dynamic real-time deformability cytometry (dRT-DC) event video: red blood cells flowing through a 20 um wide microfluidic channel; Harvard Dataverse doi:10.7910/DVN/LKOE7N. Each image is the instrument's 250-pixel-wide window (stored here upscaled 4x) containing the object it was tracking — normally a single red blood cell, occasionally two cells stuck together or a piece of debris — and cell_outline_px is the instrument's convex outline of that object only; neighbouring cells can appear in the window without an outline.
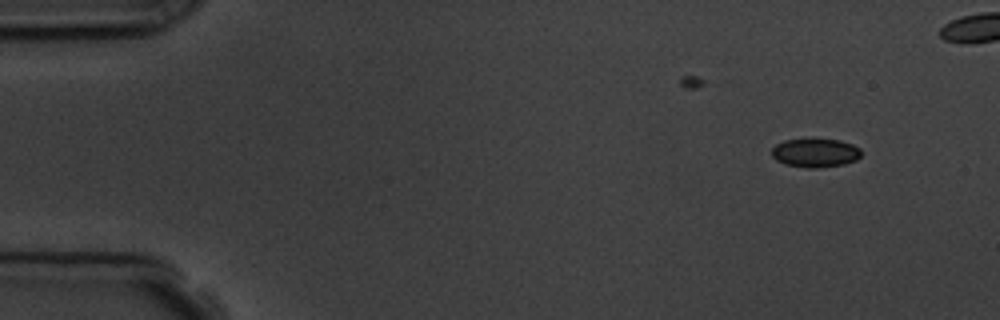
{"species": "common noctule bat (a hibernating species)", "species_latin": "Nyctalus noctula", "temperature_condition": "room temperature", "stored_images_in_passage": 5, "camera_frame_rate_fps": 3000, "um_per_image_px": 0.085, "animal": {"sex": "male", "body_mass_g": 19.5, "forearm_length_mm": 54.6}, "frame": {"image": 1, "passage_image": 1, "time_ms": 0.0, "image_size_px": [1000, 320], "cell_outline_px": [[860, 156], [856, 160], [844, 164], [816, 168], [804, 168], [784, 164], [776, 160], [772, 156], [772, 148], [776, 144], [784, 140], [840, 140], [852, 144], [860, 148]], "centroid_in_image_um": [69.28, 13.01], "position_along_channel_um": 15.7, "area_um2": 14.85}}